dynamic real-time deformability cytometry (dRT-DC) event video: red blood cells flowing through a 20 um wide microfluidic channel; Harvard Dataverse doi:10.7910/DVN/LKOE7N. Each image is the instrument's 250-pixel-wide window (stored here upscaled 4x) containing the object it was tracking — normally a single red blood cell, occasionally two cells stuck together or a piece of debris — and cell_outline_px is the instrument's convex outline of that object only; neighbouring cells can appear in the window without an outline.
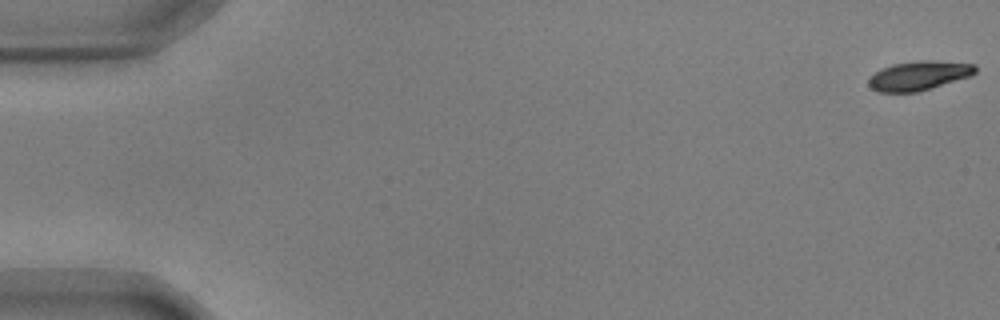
{"species": "common noctule bat (a hibernating species)", "species_latin": "Nyctalus noctula", "temperature_condition": "warm", "stored_images_in_passage": 56, "camera_frame_rate_fps": 3000, "um_per_image_px": 0.085, "animal": {"sex": "male", "body_mass_g": 17.9, "forearm_length_mm": 54.2}, "frame": {"image": 1, "passage_image": 1, "time_ms": 0.0, "image_size_px": [1000, 320], "cell_outline_px": [[976, 72], [972, 76], [916, 92], [880, 92], [872, 88], [868, 84], [868, 80], [876, 72], [892, 64], [916, 60], [932, 60], [976, 64]], "centroid_in_image_um": [78.14, 6.41], "position_along_channel_um": 6.9, "area_um2": 18.09}}
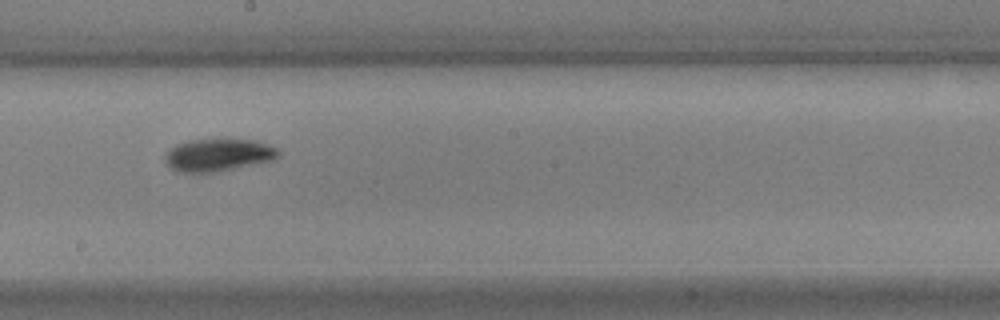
{"frame": {"image": 2, "passage_image": 32, "time_ms": 10.333, "image_size_px": [1000, 320], "cell_outline_px": [[280, 156], [272, 160], [212, 172], [176, 172], [164, 160], [164, 156], [176, 144], [188, 140], [256, 140], [280, 148]], "centroid_in_image_um": [18.57, 13.16], "position_along_channel_um": 229.6, "area_um2": 21.15}}
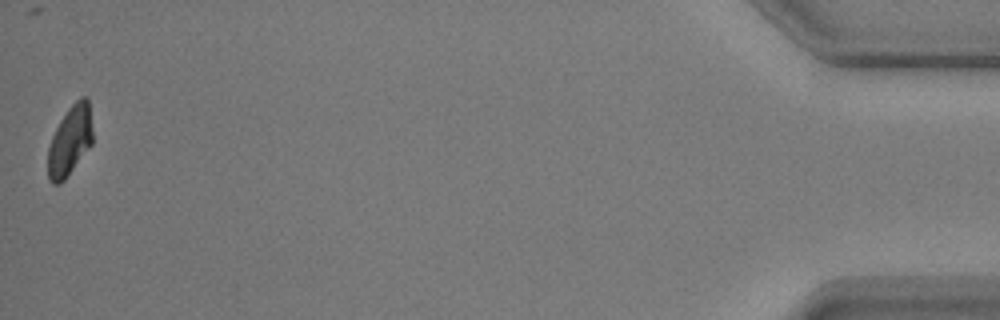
{"frame": {"image": 3, "passage_image": 56, "time_ms": 18.333, "image_size_px": [1000, 320], "cell_outline_px": [[92, 144], [64, 180], [60, 184], [52, 184], [48, 180], [48, 148], [52, 136], [60, 120], [68, 108], [80, 96], [88, 96], [92, 128]], "centroid_in_image_um": [5.94, 11.95], "position_along_channel_um": 429.3, "area_um2": 18.21}, "authors_computed_cell_mechanics": {"area_um2": 19.5942, "velocity_mm_per_s": 3.6194, "shape_relaxation_time_tau1_ms": 1.7674, "shape_relaxation_time_tau2_ms": 5.4902, "deformation_change_tau1": 0.1235, "deformation_change_tau2": 0.1012}}